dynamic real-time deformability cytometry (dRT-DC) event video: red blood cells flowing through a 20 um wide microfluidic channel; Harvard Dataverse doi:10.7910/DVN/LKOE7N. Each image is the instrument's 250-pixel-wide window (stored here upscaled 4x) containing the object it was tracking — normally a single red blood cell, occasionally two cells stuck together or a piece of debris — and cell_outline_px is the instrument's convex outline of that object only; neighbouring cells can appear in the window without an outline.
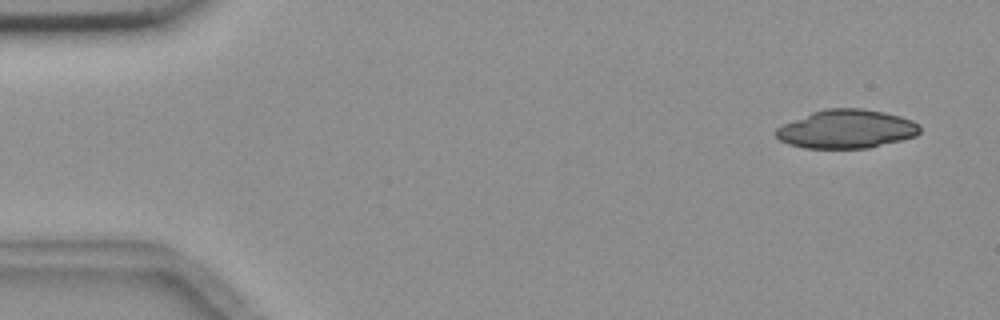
{"species": "common noctule bat (a hibernating species)", "species_latin": "Nyctalus noctula", "temperature_condition": "room temperature", "stored_images_in_passage": 6, "camera_frame_rate_fps": 3000, "um_per_image_px": 0.085, "animal": {"sex": "female", "body_mass_g": 18.4}, "frame": {"image": 1, "passage_image": 1, "time_ms": 0.0, "image_size_px": [1000, 320], "cell_outline_px": [[920, 132], [916, 136], [868, 148], [804, 148], [788, 144], [780, 140], [772, 132], [776, 128], [784, 124], [812, 112], [824, 108], [864, 108], [884, 112], [900, 116], [912, 120], [920, 124]], "centroid_in_image_um": [71.94, 10.96], "position_along_channel_um": 13.1, "area_um2": 32.48}}